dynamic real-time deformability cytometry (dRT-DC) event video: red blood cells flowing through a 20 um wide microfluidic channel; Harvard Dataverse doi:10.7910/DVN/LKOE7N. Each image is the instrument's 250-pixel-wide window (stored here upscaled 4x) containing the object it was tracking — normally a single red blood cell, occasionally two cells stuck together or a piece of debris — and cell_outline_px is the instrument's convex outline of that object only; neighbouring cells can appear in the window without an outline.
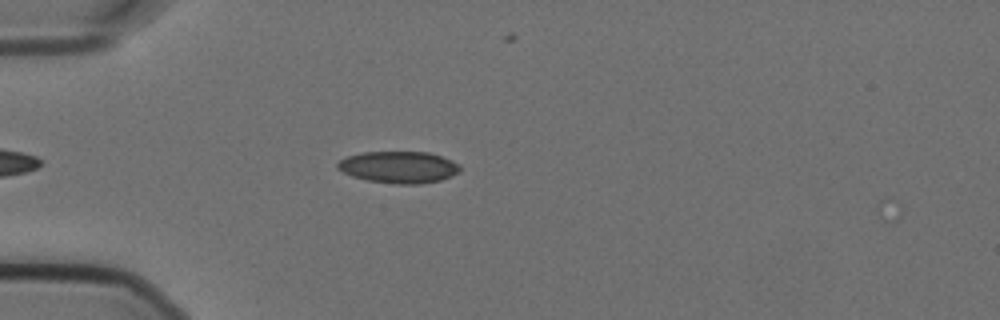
{"species": "Egyptian fruit bat (a non-hibernating species)", "species_latin": "Rousettus aegyptiacus", "temperature_condition": "cold", "stored_images_in_passage": 32, "camera_frame_rate_fps": 3000, "um_per_image_px": 0.085, "animal": {"sex": "female"}, "frame": {"image": 1, "passage_image": 4, "time_ms": 1.0, "image_size_px": [1000, 320], "cell_outline_px": [[460, 172], [452, 176], [440, 180], [420, 184], [396, 184], [368, 180], [352, 176], [336, 168], [336, 164], [344, 156], [364, 152], [428, 152], [452, 160], [460, 164]], "centroid_in_image_um": [33.9, 14.2], "position_along_channel_um": 51.1, "area_um2": 22.77}}
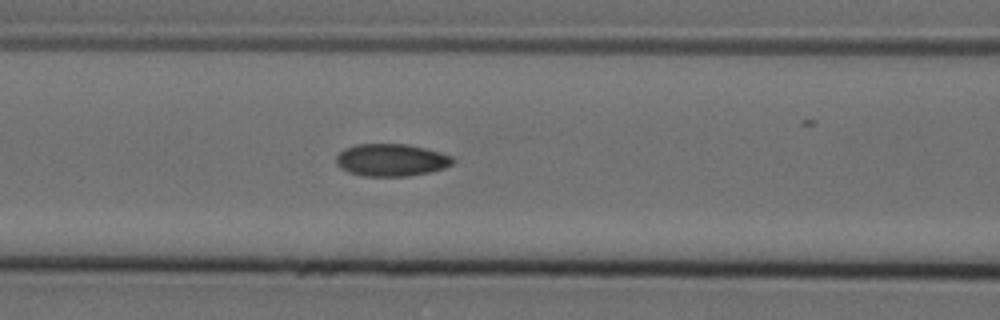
{"frame": {"image": 2, "passage_image": 12, "time_ms": 3.667, "image_size_px": [1000, 320], "cell_outline_px": [[456, 160], [452, 164], [444, 168], [428, 172], [408, 176], [364, 176], [348, 172], [340, 168], [336, 164], [336, 156], [344, 148], [356, 144], [408, 144], [440, 152], [452, 156]], "centroid_in_image_um": [33.24, 13.6], "position_along_channel_um": 133.4, "area_um2": 22.08}}
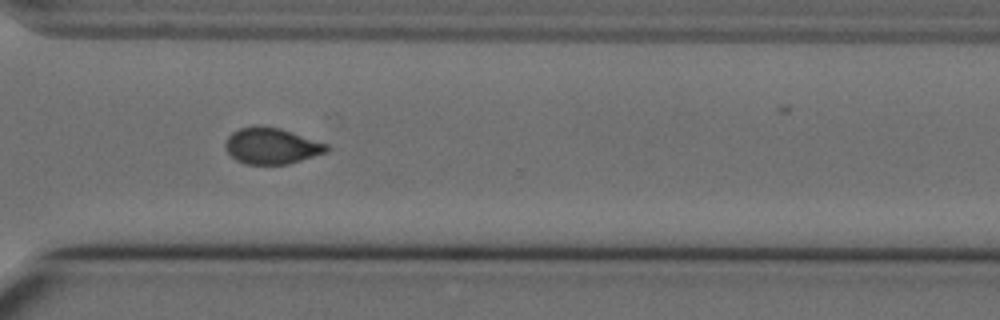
{"frame": {"image": 3, "passage_image": 30, "time_ms": 9.667, "image_size_px": [1000, 320], "cell_outline_px": [[332, 148], [328, 152], [288, 164], [244, 164], [236, 160], [224, 148], [224, 144], [228, 136], [232, 132], [240, 128], [256, 124], [260, 124], [280, 128], [328, 144]], "centroid_in_image_um": [23.08, 12.39], "position_along_channel_um": 347.5, "area_um2": 21.68}}